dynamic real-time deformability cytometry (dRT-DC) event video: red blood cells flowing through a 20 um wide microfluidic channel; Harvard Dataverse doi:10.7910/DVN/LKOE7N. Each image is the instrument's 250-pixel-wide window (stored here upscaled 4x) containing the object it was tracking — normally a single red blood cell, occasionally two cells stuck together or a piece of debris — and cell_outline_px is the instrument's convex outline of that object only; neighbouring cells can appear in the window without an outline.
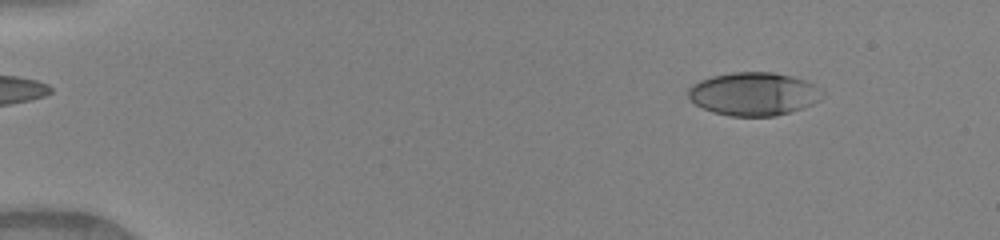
{"species": "human", "species_latin": "Homo sapiens", "temperature_condition": "warm", "stored_images_in_passage": 46, "camera_frame_rate_fps": 3000, "um_per_image_px": 0.085, "donor": {"sex": "female"}, "frame": {"image": 1, "passage_image": 3, "time_ms": 0.667, "image_size_px": [1000, 240], "cell_outline_px": [[824, 96], [820, 100], [812, 104], [776, 116], [728, 116], [712, 112], [696, 104], [688, 96], [688, 88], [692, 84], [700, 80], [712, 76], [732, 72], [772, 72], [792, 76], [804, 80], [812, 84], [824, 92]], "centroid_in_image_um": [64.05, 7.98], "position_along_channel_um": 20.9, "area_um2": 33.7}}
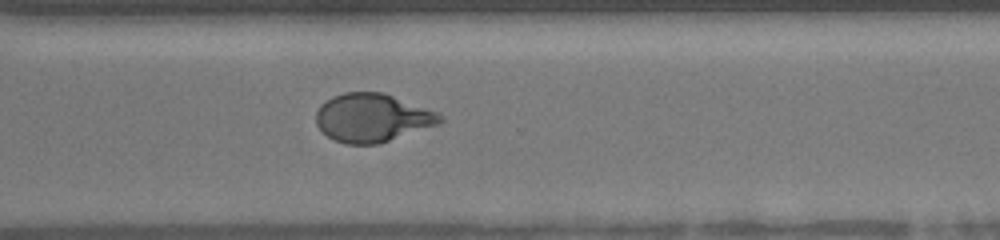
{"frame": {"image": 2, "passage_image": 34, "time_ms": 11.0, "image_size_px": [1000, 240], "cell_outline_px": [[444, 120], [436, 124], [380, 144], [344, 144], [332, 140], [316, 124], [316, 112], [320, 104], [332, 96], [344, 92], [384, 92], [436, 112], [444, 116]], "centroid_in_image_um": [31.6, 10.01], "position_along_channel_um": 339.0, "area_um2": 34.85}}
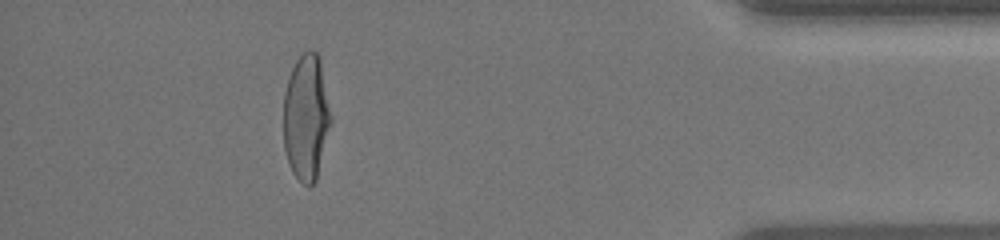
{"frame": {"image": 3, "passage_image": 42, "time_ms": 13.667, "image_size_px": [1000, 240], "cell_outline_px": [[332, 120], [316, 180], [308, 188], [292, 172], [284, 148], [284, 92], [292, 68], [296, 60], [308, 48], [312, 48], [320, 56], [332, 116]], "centroid_in_image_um": [26.04, 9.93], "position_along_channel_um": 409.2, "area_um2": 35.03}, "authors_computed_cell_mechanics": {"area_um2": 34.68, "velocity_mm_per_s": 4.1274, "shape_relaxation_time_tau1_ms": 4.4566, "shape_relaxation_time_tau2_ms": null, "deformation_change_tau1": 0.2217, "deformation_change_tau2": null}}